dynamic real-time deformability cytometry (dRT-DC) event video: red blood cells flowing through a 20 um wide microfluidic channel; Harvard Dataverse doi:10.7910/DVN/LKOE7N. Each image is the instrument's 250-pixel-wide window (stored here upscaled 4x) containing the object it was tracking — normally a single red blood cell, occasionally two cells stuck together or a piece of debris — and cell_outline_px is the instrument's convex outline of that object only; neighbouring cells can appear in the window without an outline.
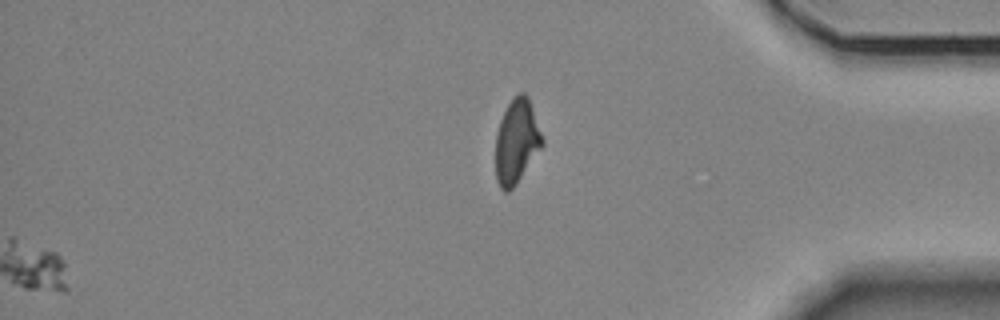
{"species": "Egyptian fruit bat (a non-hibernating species)", "species_latin": "Rousettus aegyptiacus", "temperature_condition": "room temperature", "stored_images_in_passage": 47, "segment_of_instrument_passage": [2, 2], "camera_frame_rate_fps": 3000, "um_per_image_px": 0.085, "animal": {"sex": "female"}, "frame": {"image": 1, "passage_image": 47, "time_ms": 15.333, "image_size_px": [1000, 320], "cell_outline_px": [[544, 144], [516, 184], [508, 192], [504, 192], [500, 188], [496, 180], [496, 132], [500, 120], [508, 104], [520, 92], [524, 92], [528, 96], [544, 140]], "centroid_in_image_um": [43.91, 12.04], "position_along_channel_um": 391.3, "area_um2": 22.77}}